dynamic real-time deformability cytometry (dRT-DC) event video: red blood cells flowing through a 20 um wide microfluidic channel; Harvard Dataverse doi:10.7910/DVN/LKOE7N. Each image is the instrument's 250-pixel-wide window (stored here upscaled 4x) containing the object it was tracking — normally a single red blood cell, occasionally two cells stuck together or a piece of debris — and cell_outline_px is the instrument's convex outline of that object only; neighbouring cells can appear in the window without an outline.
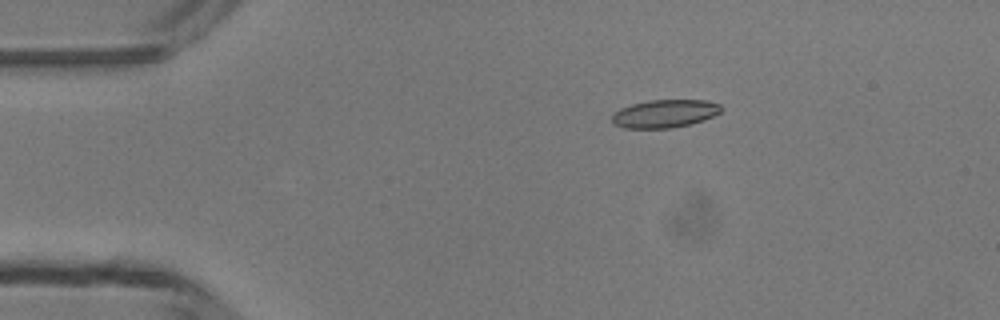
{"species": "common noctule bat (a hibernating species)", "species_latin": "Nyctalus noctula", "temperature_condition": "room temperature", "stored_images_in_passage": 6, "camera_frame_rate_fps": 3000, "um_per_image_px": 0.085, "animal": {"sex": "male", "body_mass_g": 13.3}, "frame": {"image": 1, "passage_image": 3, "time_ms": 2.333, "image_size_px": [1000, 320], "cell_outline_px": [[724, 108], [720, 112], [704, 120], [692, 124], [672, 128], [624, 128], [616, 124], [612, 120], [612, 112], [620, 108], [632, 104], [648, 100], [708, 100], [720, 104]], "centroid_in_image_um": [56.52, 9.65], "position_along_channel_um": 28.5, "area_um2": 17.98}}
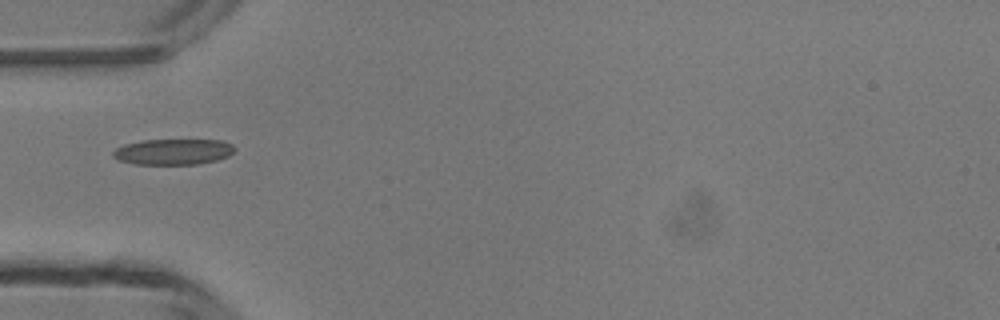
{"frame": {"image": 2, "passage_image": 5, "time_ms": 4.667, "image_size_px": [1000, 320], "cell_outline_px": [[236, 148], [228, 156], [216, 160], [196, 164], [136, 164], [116, 160], [112, 156], [112, 152], [116, 148], [124, 144], [144, 140], [220, 140], [232, 144]], "centroid_in_image_um": [14.69, 12.9], "position_along_channel_um": 70.3, "area_um2": 18.26}}
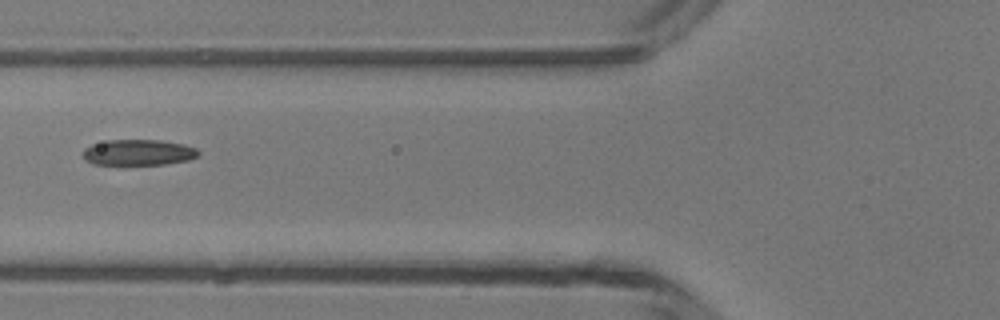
{"frame": {"image": 3, "passage_image": 6, "time_ms": 5.667, "image_size_px": [1000, 320], "cell_outline_px": [[200, 152], [196, 156], [188, 160], [164, 164], [92, 164], [84, 160], [84, 148], [92, 144], [108, 140], [160, 140], [184, 144], [196, 148]], "centroid_in_image_um": [11.75, 12.95], "position_along_channel_um": 114.0, "area_um2": 17.28}}